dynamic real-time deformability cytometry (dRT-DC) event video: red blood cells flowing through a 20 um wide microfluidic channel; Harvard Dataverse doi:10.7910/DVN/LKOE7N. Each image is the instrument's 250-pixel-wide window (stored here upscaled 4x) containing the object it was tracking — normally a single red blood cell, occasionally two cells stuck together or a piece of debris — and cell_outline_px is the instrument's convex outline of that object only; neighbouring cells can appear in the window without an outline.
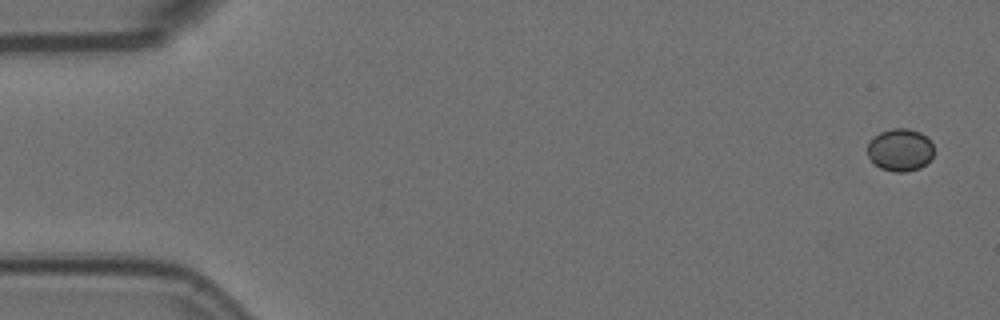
{"species": "Egyptian fruit bat (a non-hibernating species)", "species_latin": "Rousettus aegyptiacus", "temperature_condition": "room temperature", "stored_images_in_passage": 10, "camera_frame_rate_fps": 3000, "um_per_image_px": 0.085, "animal": {"sex": "female"}, "frame": {"image": 1, "passage_image": 1, "time_ms": 0.0, "image_size_px": [1000, 320], "cell_outline_px": [[932, 156], [920, 168], [904, 172], [896, 172], [880, 168], [868, 156], [868, 144], [880, 132], [892, 128], [908, 128], [920, 132], [928, 136], [932, 144]], "centroid_in_image_um": [76.52, 12.73], "position_along_channel_um": 8.5, "area_um2": 16.24}}
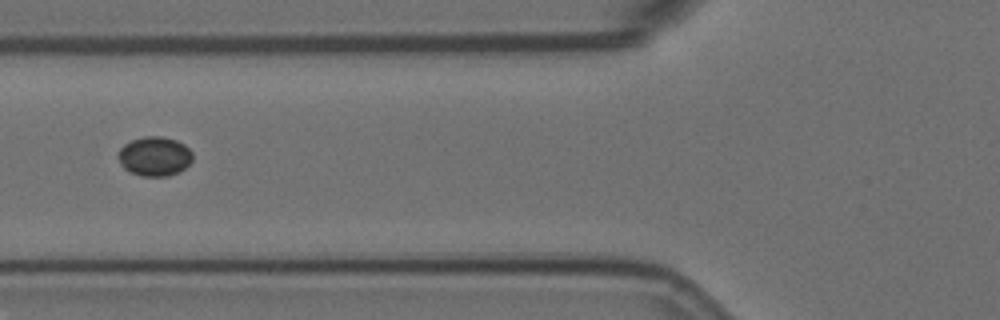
{"frame": {"image": 2, "passage_image": 6, "time_ms": 1.667, "image_size_px": [1000, 320], "cell_outline_px": [[192, 160], [184, 168], [168, 176], [140, 176], [128, 172], [120, 164], [116, 156], [120, 148], [124, 144], [132, 140], [144, 136], [160, 136], [176, 140], [184, 144], [192, 152]], "centroid_in_image_um": [13.09, 13.29], "position_along_channel_um": 112.7, "area_um2": 17.17}}
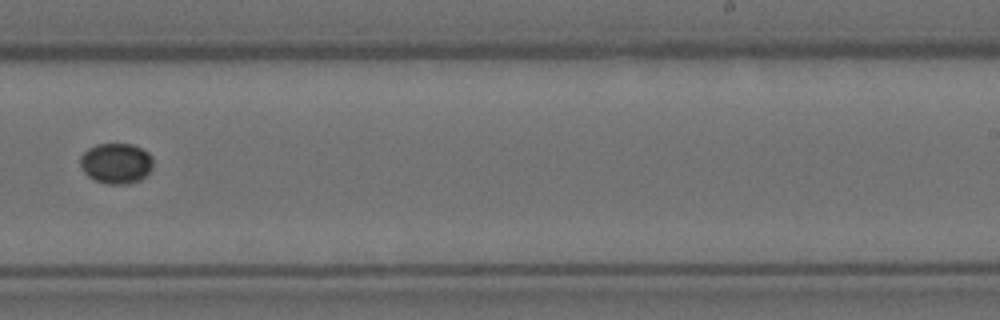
{"frame": {"image": 3, "passage_image": 10, "time_ms": 3.0, "image_size_px": [1000, 320], "cell_outline_px": [[152, 168], [140, 180], [128, 184], [108, 184], [92, 180], [84, 172], [80, 164], [80, 156], [88, 148], [96, 144], [132, 144], [148, 152], [152, 156]], "centroid_in_image_um": [9.85, 13.89], "position_along_channel_um": 279.1, "area_um2": 17.28}}